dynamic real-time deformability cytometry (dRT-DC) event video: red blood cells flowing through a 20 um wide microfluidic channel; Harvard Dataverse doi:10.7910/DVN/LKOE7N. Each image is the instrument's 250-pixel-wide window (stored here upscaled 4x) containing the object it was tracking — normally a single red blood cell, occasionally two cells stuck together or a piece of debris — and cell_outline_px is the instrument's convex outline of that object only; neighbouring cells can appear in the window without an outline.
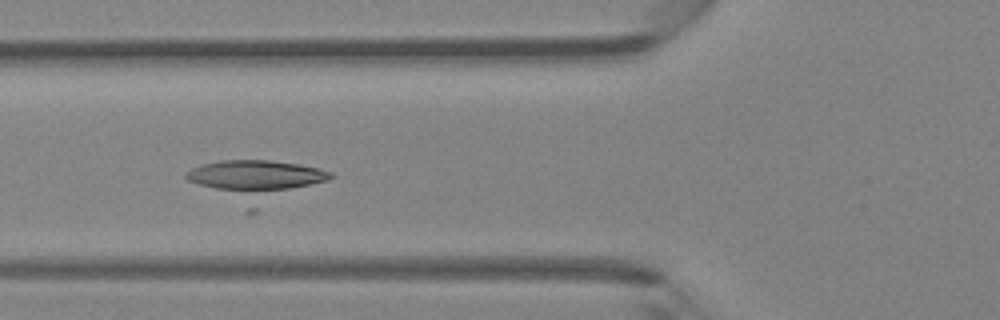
{"species": "Egyptian fruit bat (a non-hibernating species)", "species_latin": "Rousettus aegyptiacus", "temperature_condition": "room temperature", "stored_images_in_passage": 33, "camera_frame_rate_fps": 3000, "um_per_image_px": 0.085, "animal": {"sex": "female"}, "frame": {"image": 1, "passage_image": 18, "time_ms": 5.667, "image_size_px": [1000, 320], "cell_outline_px": [[332, 176], [328, 180], [288, 188], [256, 192], [248, 192], [216, 188], [200, 184], [188, 180], [184, 176], [184, 172], [192, 168], [204, 164], [224, 160], [268, 160], [296, 164], [320, 168], [332, 172]], "centroid_in_image_um": [21.71, 14.89], "position_along_channel_um": 104.1, "area_um2": 24.91}}